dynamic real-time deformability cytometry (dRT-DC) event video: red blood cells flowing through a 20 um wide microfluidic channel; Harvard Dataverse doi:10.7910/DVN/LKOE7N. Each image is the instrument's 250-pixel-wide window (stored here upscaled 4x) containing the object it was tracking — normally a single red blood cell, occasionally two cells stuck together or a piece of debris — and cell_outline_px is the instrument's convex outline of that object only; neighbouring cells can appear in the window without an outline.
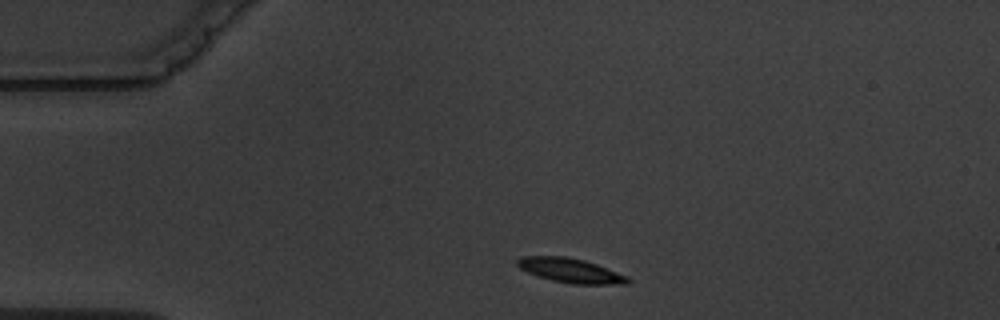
{"species": "common noctule bat (a hibernating species)", "species_latin": "Nyctalus noctula", "temperature_condition": "warm", "stored_images_in_passage": 2, "camera_frame_rate_fps": 3000, "um_per_image_px": 0.085, "animal": {"sex": "male", "body_mass_g": 19.5, "forearm_length_mm": 54.6}, "frame": {"image": 1, "passage_image": 1, "time_ms": 0.0, "image_size_px": [1000, 320], "cell_outline_px": [[632, 280], [628, 284], [572, 284], [552, 280], [528, 272], [520, 268], [516, 264], [516, 260], [520, 256], [564, 256], [584, 260], [596, 264], [628, 276]], "centroid_in_image_um": [48.51, 22.99], "position_along_channel_um": 36.5, "area_um2": 15.66}}